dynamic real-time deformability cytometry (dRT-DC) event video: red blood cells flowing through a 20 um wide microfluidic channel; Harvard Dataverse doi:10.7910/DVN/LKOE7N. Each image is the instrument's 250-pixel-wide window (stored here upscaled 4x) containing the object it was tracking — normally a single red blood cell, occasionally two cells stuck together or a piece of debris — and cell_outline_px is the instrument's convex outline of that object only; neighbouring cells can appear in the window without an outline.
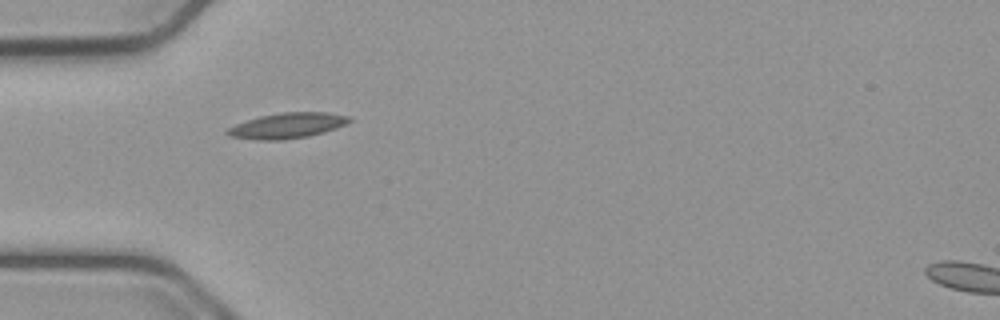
{"species": "common noctule bat (a hibernating species)", "species_latin": "Nyctalus noctula", "temperature_condition": "cold", "stored_images_in_passage": 33, "camera_frame_rate_fps": 3000, "um_per_image_px": 0.085, "animal": {"sex": "male", "body_mass_g": 23.1, "forearm_length_mm": 52.7}, "frame": {"image": 1, "passage_image": 1, "time_ms": 0.0, "image_size_px": [1000, 320], "cell_outline_px": [[352, 120], [336, 128], [324, 132], [308, 136], [284, 140], [256, 140], [228, 136], [224, 132], [228, 128], [236, 124], [260, 116], [280, 112], [328, 112], [352, 116]], "centroid_in_image_um": [24.43, 10.67], "position_along_channel_um": 60.6, "area_um2": 18.21}}
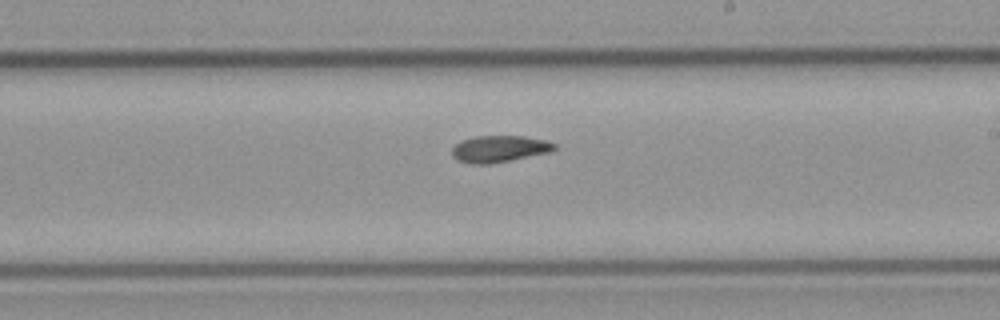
{"frame": {"image": 2, "passage_image": 16, "time_ms": 5.0, "image_size_px": [1000, 320], "cell_outline_px": [[556, 148], [548, 152], [488, 164], [468, 164], [456, 160], [452, 156], [452, 148], [460, 140], [476, 136], [524, 136], [544, 140], [556, 144]], "centroid_in_image_um": [42.37, 12.65], "position_along_channel_um": 246.6, "area_um2": 15.78}}
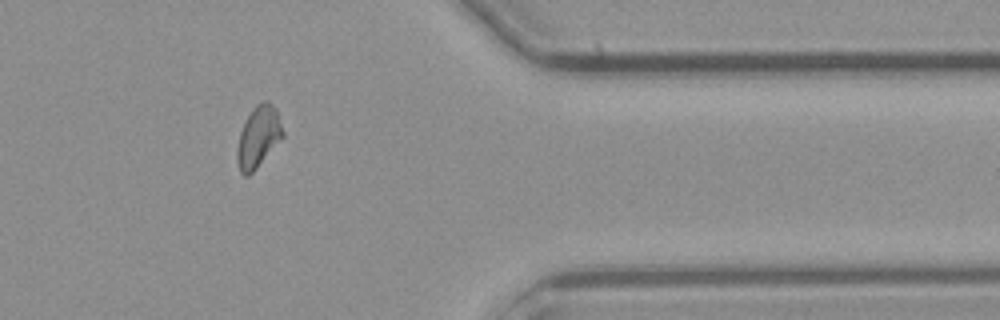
{"frame": {"image": 3, "passage_image": 29, "time_ms": 9.333, "image_size_px": [1000, 320], "cell_outline_px": [[284, 136], [256, 168], [248, 176], [244, 176], [240, 172], [236, 160], [236, 152], [240, 132], [252, 108], [256, 104], [264, 100], [268, 100], [276, 108], [284, 132]], "centroid_in_image_um": [21.96, 11.62], "position_along_channel_um": 389.4, "area_um2": 16.3}}